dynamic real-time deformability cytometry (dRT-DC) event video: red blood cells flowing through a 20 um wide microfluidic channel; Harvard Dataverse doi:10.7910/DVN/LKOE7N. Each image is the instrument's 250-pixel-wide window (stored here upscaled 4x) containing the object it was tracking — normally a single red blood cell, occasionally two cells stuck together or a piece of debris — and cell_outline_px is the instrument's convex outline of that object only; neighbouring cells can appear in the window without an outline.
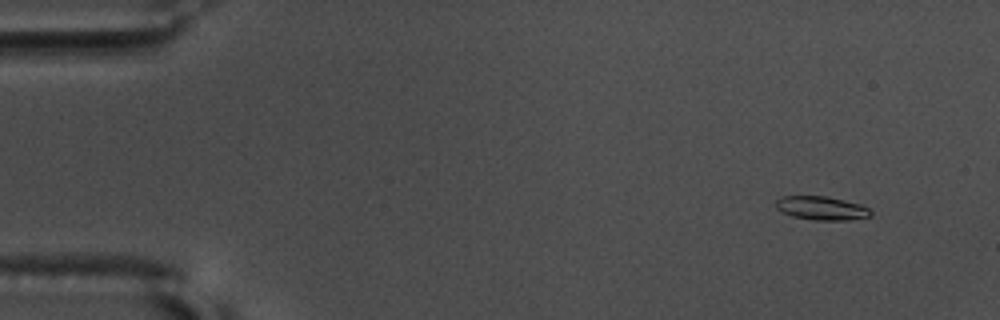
{"species": "common noctule bat (a hibernating species)", "species_latin": "Nyctalus noctula", "temperature_condition": "warm", "stored_images_in_passage": 55, "camera_frame_rate_fps": 3000, "um_per_image_px": 0.085, "animal": {"sex": "male", "body_mass_g": 17.5, "forearm_length_mm": 52.3}, "frame": {"image": 1, "passage_image": 6, "time_ms": 1.667, "image_size_px": [1000, 320], "cell_outline_px": [[872, 216], [848, 220], [816, 220], [792, 216], [776, 208], [776, 200], [780, 196], [824, 196], [860, 204], [868, 208], [872, 212]], "centroid_in_image_um": [69.83, 17.69], "position_along_channel_um": 15.2, "area_um2": 12.95}}
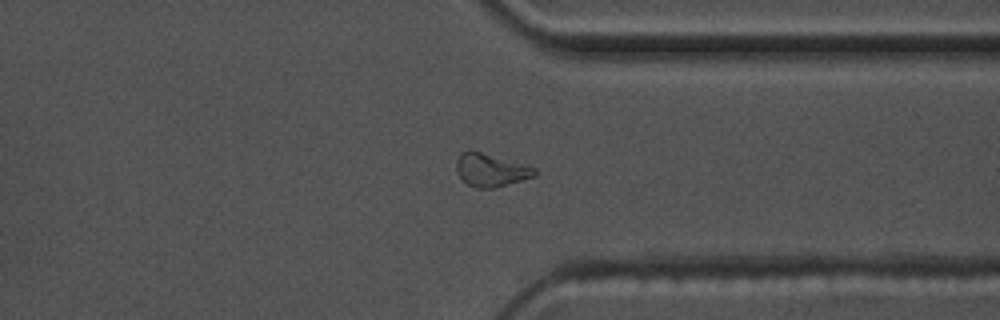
{"frame": {"image": 2, "passage_image": 45, "time_ms": 14.667, "image_size_px": [1000, 320], "cell_outline_px": [[536, 176], [492, 188], [476, 188], [460, 180], [456, 168], [456, 160], [460, 152], [480, 152], [536, 168]], "centroid_in_image_um": [41.68, 14.48], "position_along_channel_um": 369.7, "area_um2": 14.68}}
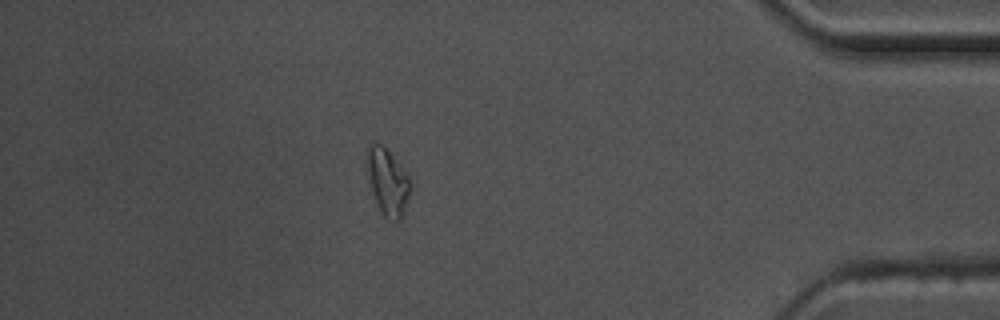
{"frame": {"image": 3, "passage_image": 51, "time_ms": 16.667, "image_size_px": [1000, 320], "cell_outline_px": [[412, 188], [400, 220], [388, 220], [380, 212], [368, 180], [368, 144], [372, 140], [380, 144], [392, 156], [408, 176], [412, 184]], "centroid_in_image_um": [32.95, 15.48], "position_along_channel_um": 402.2, "area_um2": 16.53}}